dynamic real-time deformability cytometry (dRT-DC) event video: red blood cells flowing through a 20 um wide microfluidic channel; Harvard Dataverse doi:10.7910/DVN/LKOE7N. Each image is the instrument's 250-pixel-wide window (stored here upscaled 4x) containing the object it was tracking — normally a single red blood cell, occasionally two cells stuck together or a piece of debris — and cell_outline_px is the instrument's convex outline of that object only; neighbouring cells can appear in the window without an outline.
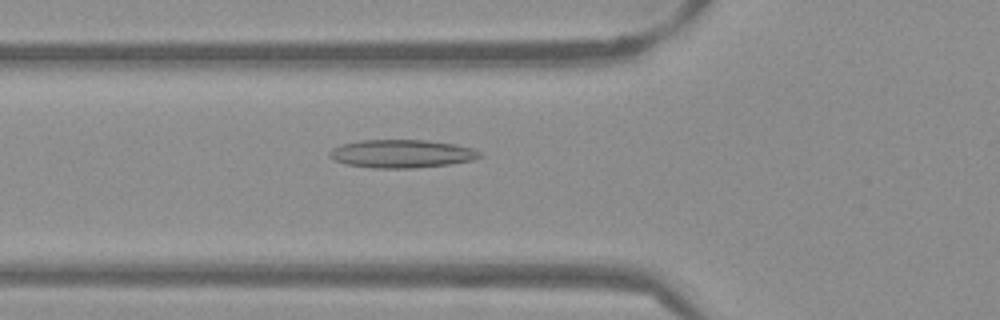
{"species": "Egyptian fruit bat (a non-hibernating species)", "species_latin": "Rousettus aegyptiacus", "temperature_condition": "warm", "stored_images_in_passage": 53, "camera_frame_rate_fps": 3000, "um_per_image_px": 0.085, "frame": {"image": 1, "passage_image": 19, "time_ms": 6.0, "image_size_px": [1000, 320], "cell_outline_px": [[484, 156], [476, 160], [448, 164], [416, 168], [372, 168], [344, 164], [332, 160], [328, 156], [328, 152], [332, 148], [344, 144], [360, 140], [424, 140], [452, 144], [472, 148], [480, 152]], "centroid_in_image_um": [34.12, 13.08], "position_along_channel_um": 91.7, "area_um2": 24.8}}
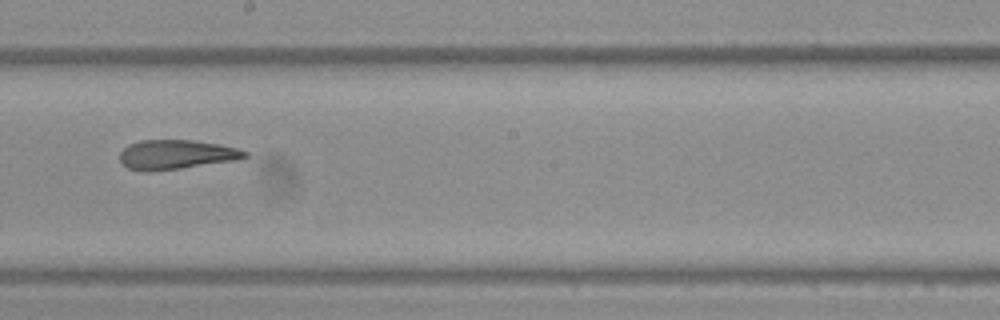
{"frame": {"image": 2, "passage_image": 30, "time_ms": 9.667, "image_size_px": [1000, 320], "cell_outline_px": [[248, 156], [240, 160], [180, 168], [148, 172], [144, 172], [128, 168], [120, 160], [120, 152], [128, 144], [140, 140], [192, 140], [220, 144], [236, 148], [248, 152]], "centroid_in_image_um": [14.99, 13.14], "position_along_channel_um": 233.2, "area_um2": 21.56}}
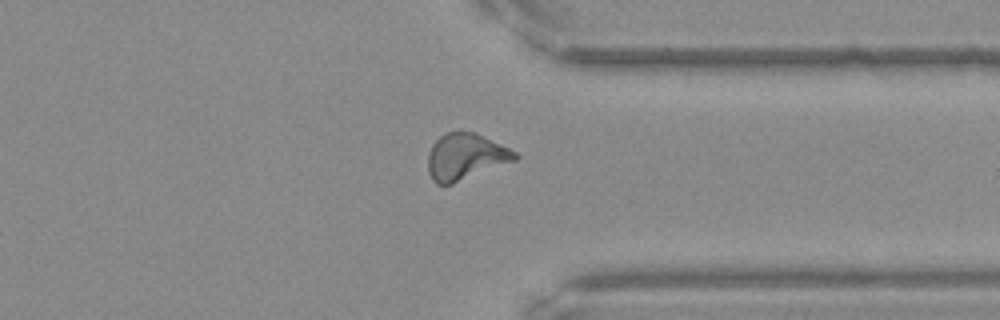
{"frame": {"image": 3, "passage_image": 41, "time_ms": 13.333, "image_size_px": [1000, 320], "cell_outline_px": [[520, 156], [516, 160], [452, 184], [436, 184], [432, 180], [428, 172], [428, 152], [432, 144], [440, 136], [448, 132], [476, 132], [516, 152]], "centroid_in_image_um": [39.55, 13.32], "position_along_channel_um": 371.9, "area_um2": 23.41}, "authors_computed_cell_mechanics": {"area_um2": 22.8888, "velocity_mm_per_s": 3.8455, "shape_relaxation_time_tau1_ms": null, "shape_relaxation_time_tau2_ms": 3.8013, "deformation_change_tau1": null, "deformation_change_tau2": 0.1235}}